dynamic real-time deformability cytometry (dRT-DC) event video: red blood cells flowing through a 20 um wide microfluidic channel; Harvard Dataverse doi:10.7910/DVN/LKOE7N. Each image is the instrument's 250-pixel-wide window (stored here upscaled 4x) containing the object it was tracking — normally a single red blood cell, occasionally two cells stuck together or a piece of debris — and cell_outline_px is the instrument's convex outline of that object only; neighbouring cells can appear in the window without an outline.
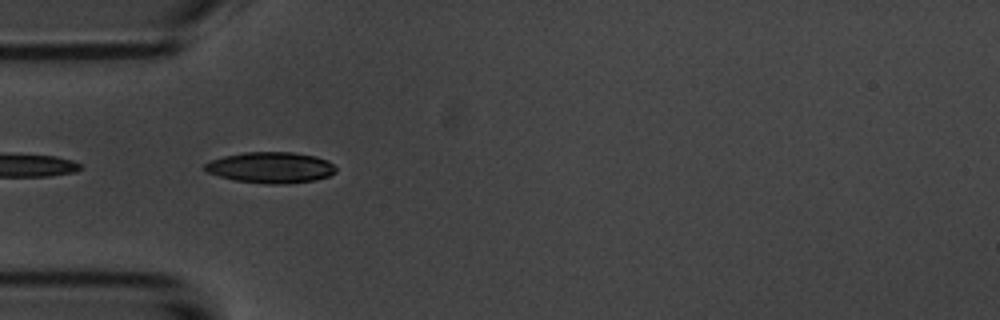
{"species": "common noctule bat (a hibernating species)", "species_latin": "Nyctalus noctula", "temperature_condition": "room temperature", "stored_images_in_passage": 5, "camera_frame_rate_fps": 3000, "um_per_image_px": 0.085, "animal": {"sex": "male", "body_mass_g": 20.1, "forearm_length_mm": 53.5}, "frame": {"image": 1, "passage_image": 2, "time_ms": 1.0, "image_size_px": [1000, 320], "cell_outline_px": [[336, 172], [328, 176], [316, 180], [280, 184], [268, 184], [236, 180], [220, 176], [208, 172], [204, 168], [204, 164], [212, 160], [224, 156], [244, 152], [292, 152], [316, 156], [328, 160], [336, 168]], "centroid_in_image_um": [23.04, 14.23], "position_along_channel_um": 62.0, "area_um2": 23.52}}
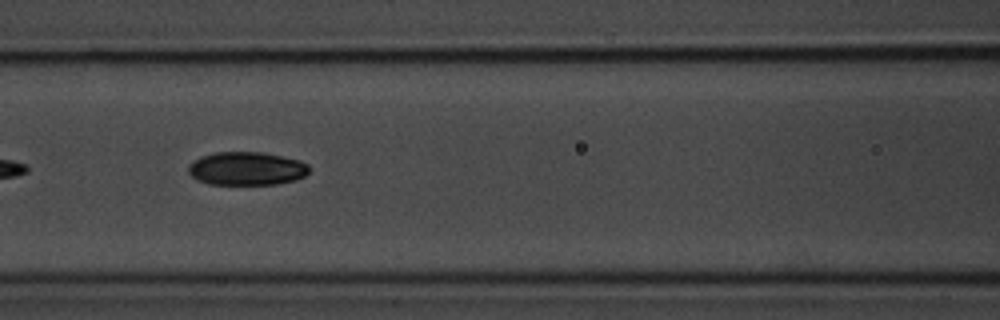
{"frame": {"image": 2, "passage_image": 4, "time_ms": 3.333, "image_size_px": [1000, 320], "cell_outline_px": [[312, 168], [304, 176], [296, 180], [276, 184], [208, 184], [196, 180], [188, 172], [188, 164], [192, 160], [200, 156], [216, 152], [260, 152], [300, 160], [308, 164]], "centroid_in_image_um": [20.94, 14.33], "position_along_channel_um": 145.7, "area_um2": 23.7}}
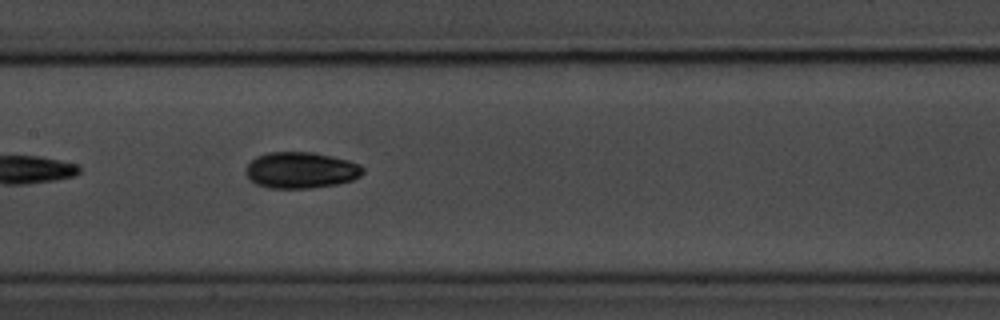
{"frame": {"image": 3, "passage_image": 5, "time_ms": 4.333, "image_size_px": [1000, 320], "cell_outline_px": [[364, 172], [360, 176], [352, 180], [336, 184], [312, 188], [268, 188], [256, 184], [248, 180], [244, 172], [248, 164], [256, 156], [268, 152], [312, 152], [348, 160], [360, 164], [364, 168]], "centroid_in_image_um": [25.55, 14.47], "position_along_channel_um": 181.9, "area_um2": 24.91}}